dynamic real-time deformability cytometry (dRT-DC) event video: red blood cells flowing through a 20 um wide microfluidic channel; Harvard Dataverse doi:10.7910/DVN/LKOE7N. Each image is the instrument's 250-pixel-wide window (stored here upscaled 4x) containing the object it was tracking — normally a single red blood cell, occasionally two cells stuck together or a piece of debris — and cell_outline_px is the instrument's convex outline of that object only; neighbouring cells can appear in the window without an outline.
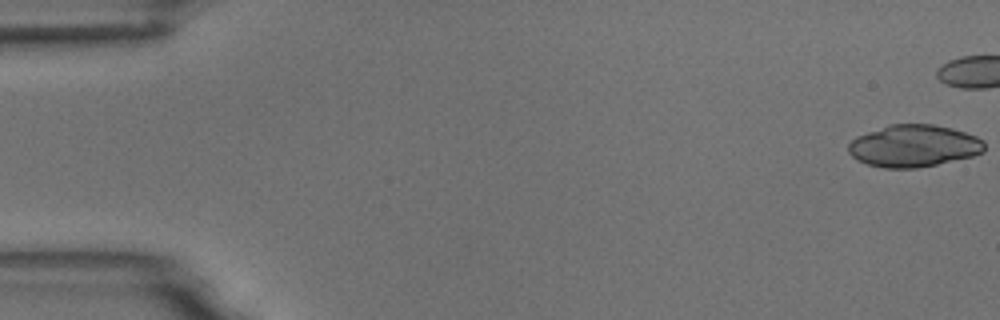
{"species": "common noctule bat (a hibernating species)", "species_latin": "Nyctalus noctula", "temperature_condition": "room temperature", "stored_images_in_passage": 19, "camera_frame_rate_fps": 3000, "um_per_image_px": 0.085, "animal": {"sex": "male", "body_mass_g": 18.8}, "frame": {"image": 1, "passage_image": 1, "time_ms": 0.0, "image_size_px": [1000, 320], "cell_outline_px": [[984, 152], [972, 156], [936, 164], [916, 168], [884, 168], [868, 164], [856, 160], [848, 152], [848, 144], [856, 136], [892, 124], [932, 124], [952, 128], [976, 136], [984, 140]], "centroid_in_image_um": [77.66, 12.4], "position_along_channel_um": 7.3, "area_um2": 33.23}}